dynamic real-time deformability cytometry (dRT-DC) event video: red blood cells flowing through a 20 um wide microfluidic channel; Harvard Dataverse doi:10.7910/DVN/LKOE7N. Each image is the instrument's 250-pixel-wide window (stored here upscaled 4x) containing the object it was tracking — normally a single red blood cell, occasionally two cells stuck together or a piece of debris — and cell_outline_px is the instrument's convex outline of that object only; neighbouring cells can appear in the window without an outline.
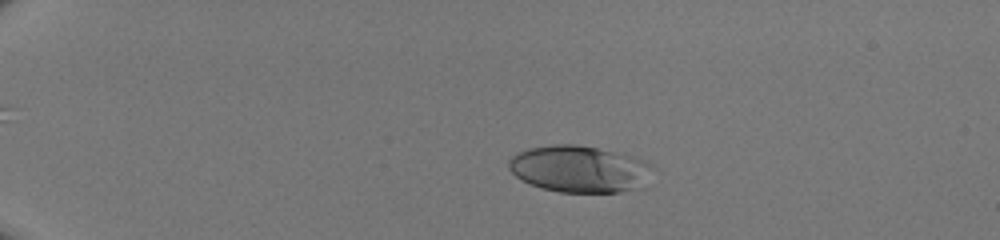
{"species": "human", "species_latin": "Homo sapiens", "temperature_condition": "room temperature", "stored_images_in_passage": 49, "camera_frame_rate_fps": 3000, "um_per_image_px": 0.085, "donor": {"sex": "male"}, "frame": {"image": 1, "passage_image": 11, "time_ms": 3.333, "image_size_px": [1000, 240], "cell_outline_px": [[656, 168], [648, 188], [620, 192], [560, 192], [540, 188], [528, 184], [516, 176], [508, 168], [508, 160], [516, 152], [528, 148], [552, 144], [576, 144], [596, 148], [632, 156], [644, 160], [652, 164]], "centroid_in_image_um": [49.34, 14.38], "position_along_channel_um": 35.7, "area_um2": 40.29}}
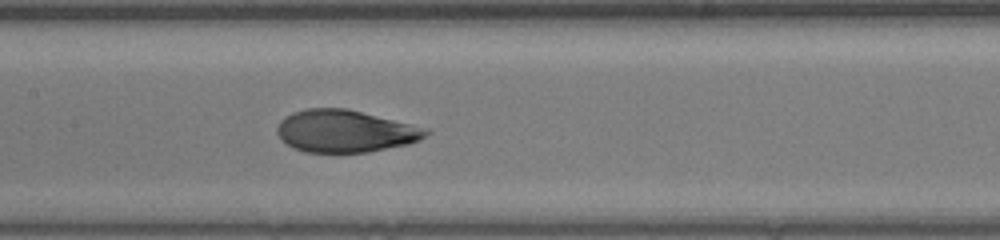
{"frame": {"image": 2, "passage_image": 27, "time_ms": 8.667, "image_size_px": [1000, 240], "cell_outline_px": [[428, 132], [420, 140], [408, 144], [368, 152], [304, 152], [292, 148], [276, 132], [276, 128], [280, 120], [284, 116], [292, 112], [308, 108], [348, 108], [428, 128]], "centroid_in_image_um": [29.32, 11.14], "position_along_channel_um": 178.1, "area_um2": 36.7}}
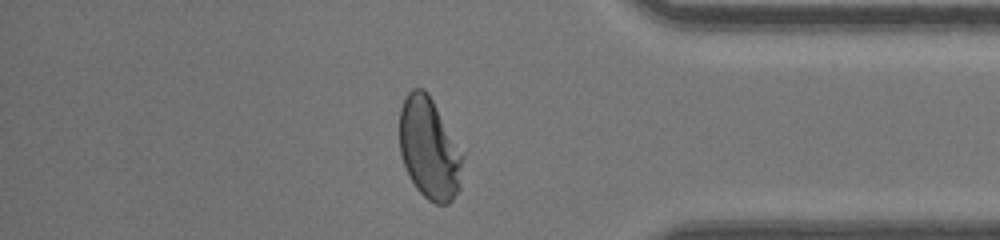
{"frame": {"image": 3, "passage_image": 43, "time_ms": 14.0, "image_size_px": [1000, 240], "cell_outline_px": [[464, 156], [460, 188], [452, 200], [448, 204], [436, 204], [428, 200], [416, 188], [408, 176], [400, 152], [400, 108], [408, 92], [412, 88], [424, 88], [428, 92], [464, 152]], "centroid_in_image_um": [36.52, 12.63], "position_along_channel_um": 398.7, "area_um2": 37.86}}